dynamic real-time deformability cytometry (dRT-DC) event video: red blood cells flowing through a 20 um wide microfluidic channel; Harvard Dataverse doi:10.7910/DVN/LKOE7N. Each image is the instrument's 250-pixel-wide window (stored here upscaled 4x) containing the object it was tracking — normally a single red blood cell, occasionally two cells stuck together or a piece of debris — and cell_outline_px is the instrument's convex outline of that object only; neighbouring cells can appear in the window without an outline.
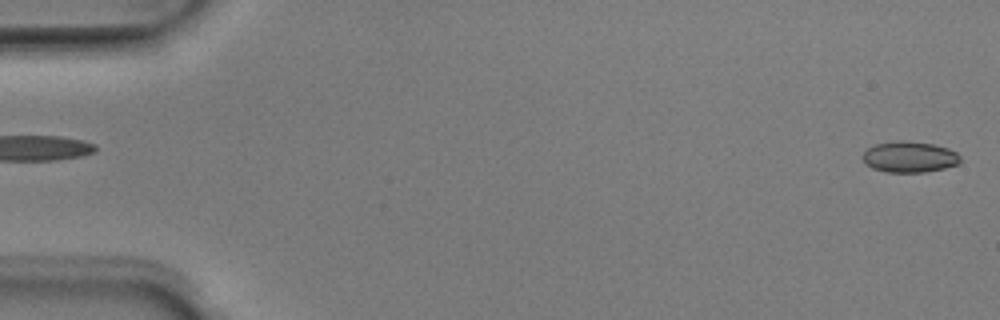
{"species": "Egyptian fruit bat (a non-hibernating species)", "species_latin": "Rousettus aegyptiacus", "temperature_condition": "room temperature", "stored_images_in_passage": 51, "camera_frame_rate_fps": 3000, "um_per_image_px": 0.085, "animal": {"sex": "male"}, "frame": {"image": 1, "passage_image": 2, "time_ms": 0.333, "image_size_px": [1000, 320], "cell_outline_px": [[960, 164], [944, 168], [924, 172], [884, 172], [872, 168], [864, 164], [864, 152], [868, 148], [876, 144], [900, 140], [908, 140], [932, 144], [948, 148], [956, 152], [960, 156]], "centroid_in_image_um": [77.31, 13.34], "position_along_channel_um": 7.7, "area_um2": 17.69}}
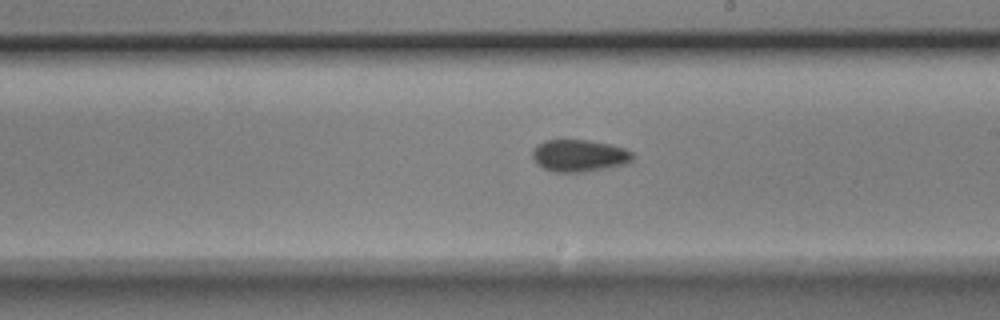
{"frame": {"image": 2, "passage_image": 30, "time_ms": 9.667, "image_size_px": [1000, 320], "cell_outline_px": [[632, 160], [628, 164], [584, 172], [552, 172], [536, 164], [532, 160], [532, 148], [536, 144], [544, 140], [588, 140], [608, 144], [624, 148], [632, 152]], "centroid_in_image_um": [49.18, 13.23], "position_along_channel_um": 239.8, "area_um2": 18.96}}
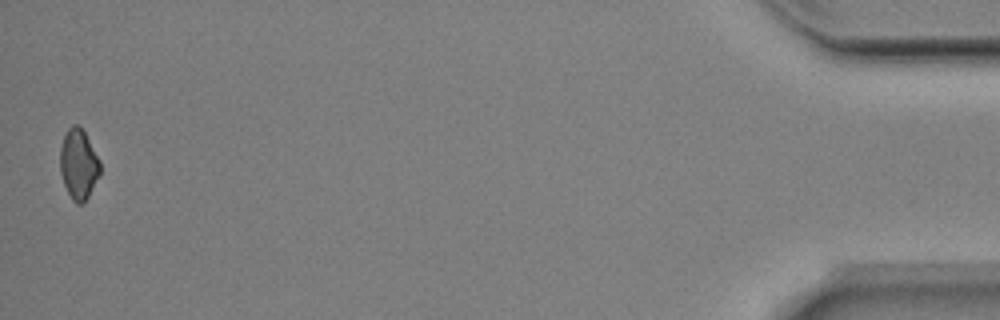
{"frame": {"image": 3, "passage_image": 51, "time_ms": 16.667, "image_size_px": [1000, 320], "cell_outline_px": [[100, 176], [84, 204], [76, 204], [72, 200], [64, 184], [60, 172], [60, 148], [64, 136], [68, 128], [72, 124], [76, 124], [84, 132], [100, 160]], "centroid_in_image_um": [6.68, 13.99], "position_along_channel_um": 428.5, "area_um2": 16.42}, "authors_computed_cell_mechanics": {"area_um2": 17.8602, "velocity_mm_per_s": 4.009, "shape_relaxation_time_tau1_ms": 4.6983, "shape_relaxation_time_tau2_ms": null, "deformation_change_tau1": 0.0837, "deformation_change_tau2": null}}